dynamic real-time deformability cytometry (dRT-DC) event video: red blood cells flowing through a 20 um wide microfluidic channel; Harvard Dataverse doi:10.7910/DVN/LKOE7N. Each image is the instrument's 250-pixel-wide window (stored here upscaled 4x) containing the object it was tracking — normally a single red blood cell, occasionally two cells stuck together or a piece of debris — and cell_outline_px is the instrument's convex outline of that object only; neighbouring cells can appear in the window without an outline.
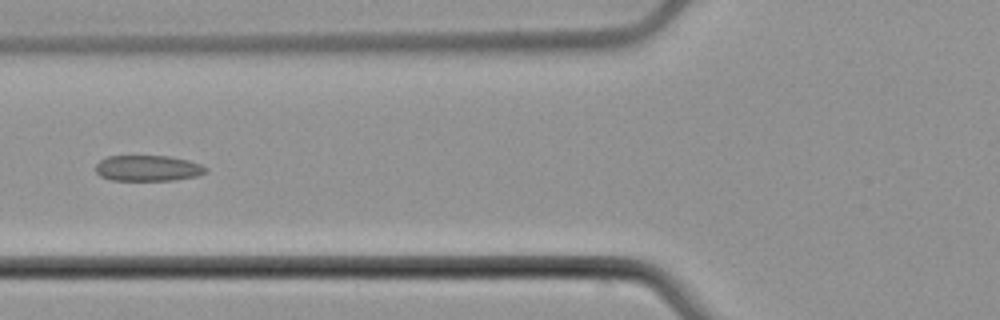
{"species": "common noctule bat (a hibernating species)", "species_latin": "Nyctalus noctula", "temperature_condition": "cold", "stored_images_in_passage": 6, "camera_frame_rate_fps": 3000, "um_per_image_px": 0.085, "animal": {"sex": "male", "body_mass_g": 21.5, "forearm_length_mm": 52.0}, "frame": {"image": 1, "passage_image": 6, "time_ms": 7.0, "image_size_px": [1000, 320], "cell_outline_px": [[208, 172], [200, 176], [172, 180], [112, 180], [100, 176], [96, 172], [96, 164], [100, 160], [108, 156], [168, 156], [188, 160], [200, 164], [208, 168]], "centroid_in_image_um": [12.6, 14.3], "position_along_channel_um": 113.2, "area_um2": 16.65}}